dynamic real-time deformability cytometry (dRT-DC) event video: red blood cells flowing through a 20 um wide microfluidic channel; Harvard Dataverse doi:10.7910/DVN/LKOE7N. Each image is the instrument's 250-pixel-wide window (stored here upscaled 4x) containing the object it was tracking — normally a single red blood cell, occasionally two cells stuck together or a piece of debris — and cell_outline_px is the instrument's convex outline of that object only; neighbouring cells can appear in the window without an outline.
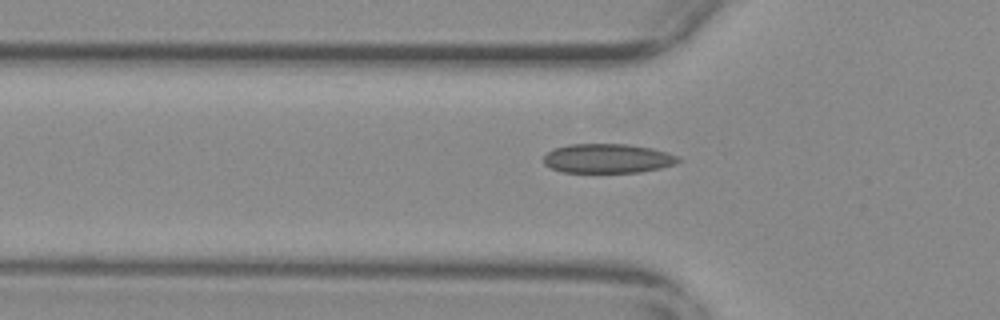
{"species": "common noctule bat (a hibernating species)", "species_latin": "Nyctalus noctula", "temperature_condition": "warm", "stored_images_in_passage": 40, "camera_frame_rate_fps": 3000, "um_per_image_px": 0.085, "animal": {"sex": "female", "body_mass_g": 29.2, "forearm_length_mm": 56.3}, "frame": {"image": 1, "passage_image": 3, "time_ms": 0.667, "image_size_px": [1000, 320], "cell_outline_px": [[680, 160], [676, 164], [660, 168], [640, 172], [564, 172], [552, 168], [544, 164], [544, 156], [552, 148], [568, 144], [628, 144], [652, 148], [668, 152], [676, 156]], "centroid_in_image_um": [51.64, 13.46], "position_along_channel_um": 74.2, "area_um2": 23.0}}
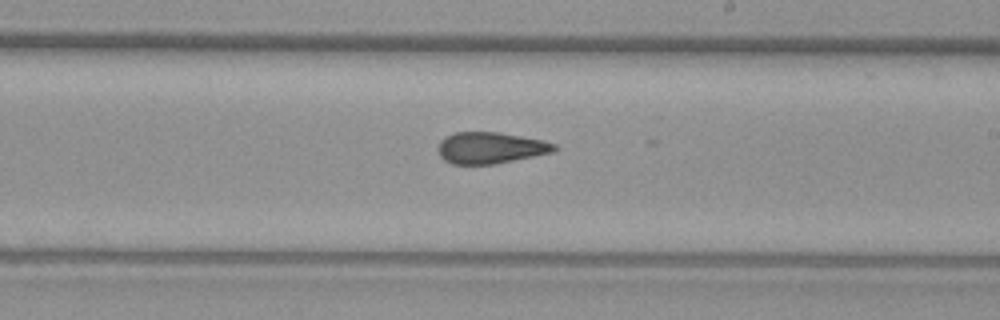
{"frame": {"image": 2, "passage_image": 17, "time_ms": 5.333, "image_size_px": [1000, 320], "cell_outline_px": [[560, 148], [552, 152], [496, 164], [452, 164], [444, 160], [440, 156], [440, 140], [456, 132], [496, 132], [544, 140], [556, 144]], "centroid_in_image_um": [41.73, 12.57], "position_along_channel_um": 247.3, "area_um2": 21.1}}
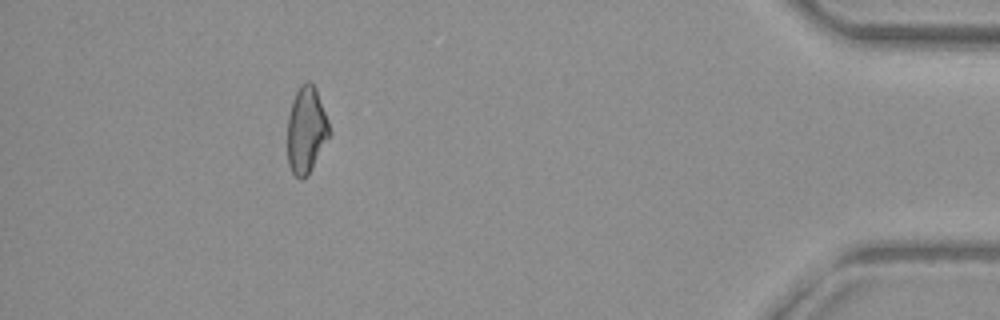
{"frame": {"image": 3, "passage_image": 35, "time_ms": 11.333, "image_size_px": [1000, 320], "cell_outline_px": [[332, 132], [308, 176], [300, 180], [292, 172], [288, 164], [288, 116], [292, 100], [300, 84], [308, 80], [316, 88], [328, 120]], "centroid_in_image_um": [26.04, 11.06], "position_along_channel_um": 409.2, "area_um2": 21.33}}